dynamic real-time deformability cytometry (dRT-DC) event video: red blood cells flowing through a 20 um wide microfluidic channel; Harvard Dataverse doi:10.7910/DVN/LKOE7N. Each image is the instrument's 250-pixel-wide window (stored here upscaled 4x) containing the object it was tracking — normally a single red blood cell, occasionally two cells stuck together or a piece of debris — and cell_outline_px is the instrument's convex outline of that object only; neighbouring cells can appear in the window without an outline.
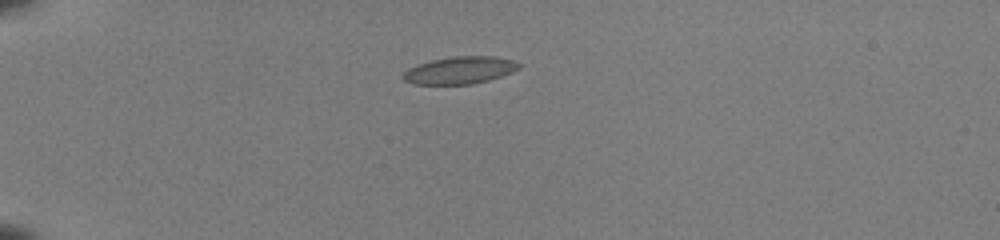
{"species": "common noctule bat (a hibernating species)", "species_latin": "Nyctalus noctula", "temperature_condition": "room temperature", "stored_images_in_passage": 39, "camera_frame_rate_fps": 3000, "um_per_image_px": 0.085, "animal": {"sex": "female", "body_mass_g": 22.0, "forearm_length_mm": 56.7}, "frame": {"image": 1, "passage_image": 1, "time_ms": 0.0, "image_size_px": [1000, 240], "cell_outline_px": [[520, 68], [512, 72], [488, 80], [472, 84], [412, 84], [404, 80], [400, 76], [408, 68], [432, 60], [452, 56], [496, 56], [516, 60], [520, 64]], "centroid_in_image_um": [39.1, 5.96], "position_along_channel_um": 45.9, "area_um2": 18.5}}
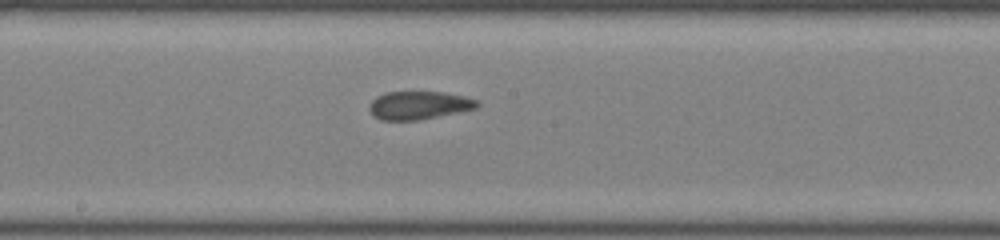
{"frame": {"image": 2, "passage_image": 17, "time_ms": 5.333, "image_size_px": [1000, 240], "cell_outline_px": [[480, 104], [476, 108], [420, 120], [380, 120], [372, 116], [368, 108], [372, 100], [376, 96], [384, 92], [444, 92], [464, 96], [480, 100]], "centroid_in_image_um": [35.59, 8.95], "position_along_channel_um": 212.6, "area_um2": 17.86}}
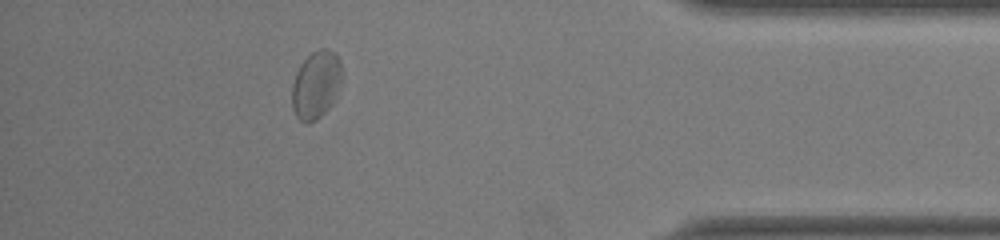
{"frame": {"image": 3, "passage_image": 34, "time_ms": 11.0, "image_size_px": [1000, 240], "cell_outline_px": [[340, 76], [332, 104], [316, 120], [308, 124], [300, 120], [296, 116], [292, 108], [292, 84], [296, 72], [300, 64], [312, 52], [320, 48], [328, 48], [336, 52], [340, 60]], "centroid_in_image_um": [26.82, 7.19], "position_along_channel_um": 408.4, "area_um2": 19.48}, "authors_computed_cell_mechanics": {"area_um2": 18.4382, "velocity_mm_per_s": 3.944, "shape_relaxation_time_tau1_ms": null, "shape_relaxation_time_tau2_ms": 0.7916, "deformation_change_tau1": null, "deformation_change_tau2": 0.0474}}